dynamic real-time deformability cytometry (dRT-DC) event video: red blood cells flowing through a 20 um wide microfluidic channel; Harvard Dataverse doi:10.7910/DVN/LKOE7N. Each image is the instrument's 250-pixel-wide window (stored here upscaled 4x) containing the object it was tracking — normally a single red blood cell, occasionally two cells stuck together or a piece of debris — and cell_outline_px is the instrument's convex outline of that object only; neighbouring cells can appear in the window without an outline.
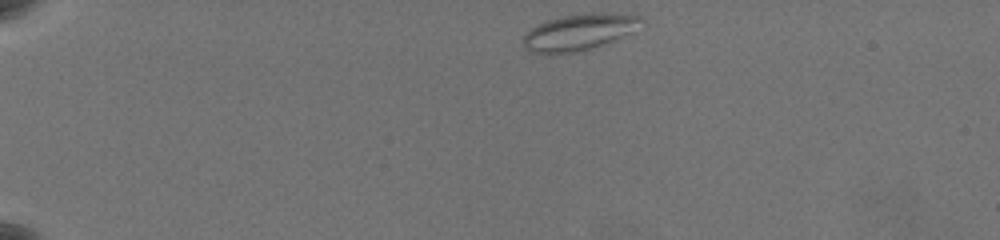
{"species": "common noctule bat (a hibernating species)", "species_latin": "Nyctalus noctula", "temperature_condition": "warm", "stored_images_in_passage": 48, "camera_frame_rate_fps": 3000, "um_per_image_px": 0.085, "animal": {"sex": "female", "body_mass_g": 19.5, "forearm_length_mm": 54.1}, "frame": {"image": 1, "passage_image": 1, "time_ms": 0.0, "image_size_px": [1000, 240], "cell_outline_px": [[644, 20], [628, 32], [612, 40], [592, 48], [572, 52], [532, 52], [524, 48], [524, 36], [532, 28], [548, 20], [564, 16], [588, 12], [600, 12], [640, 16]], "centroid_in_image_um": [49.19, 2.7], "position_along_channel_um": 35.8, "area_um2": 23.93}}
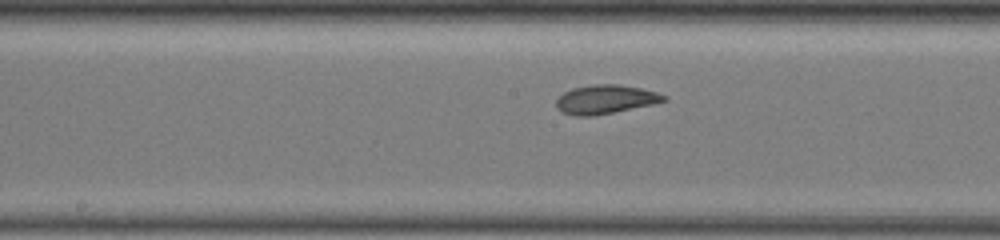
{"frame": {"image": 2, "passage_image": 22, "time_ms": 7.0, "image_size_px": [1000, 240], "cell_outline_px": [[668, 100], [652, 104], [592, 116], [576, 116], [564, 112], [556, 108], [556, 100], [564, 92], [572, 88], [592, 84], [620, 84], [640, 88], [656, 92], [668, 96]], "centroid_in_image_um": [51.46, 8.43], "position_along_channel_um": 196.7, "area_um2": 17.98}}
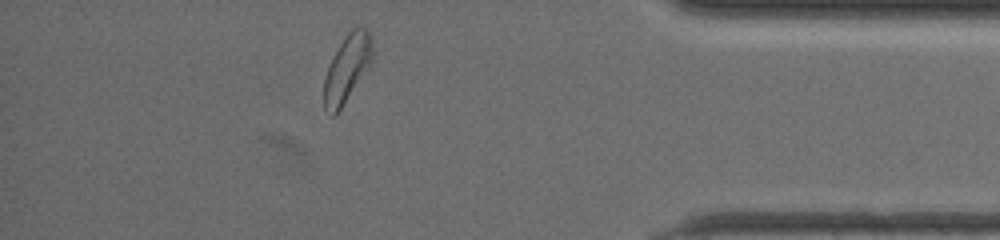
{"frame": {"image": 3, "passage_image": 42, "time_ms": 13.667, "image_size_px": [1000, 240], "cell_outline_px": [[372, 60], [340, 108], [332, 116], [324, 108], [324, 80], [332, 56], [348, 32], [352, 28], [368, 28], [372, 40]], "centroid_in_image_um": [29.49, 5.76], "position_along_channel_um": 405.7, "area_um2": 18.26}, "authors_computed_cell_mechanics": {"area_um2": 19.2763, "velocity_mm_per_s": 3.5372, "shape_relaxation_time_tau1_ms": 6.8617, "shape_relaxation_time_tau2_ms": 2.7115, "deformation_change_tau1": 0.1301, "deformation_change_tau2": 0.0897}}